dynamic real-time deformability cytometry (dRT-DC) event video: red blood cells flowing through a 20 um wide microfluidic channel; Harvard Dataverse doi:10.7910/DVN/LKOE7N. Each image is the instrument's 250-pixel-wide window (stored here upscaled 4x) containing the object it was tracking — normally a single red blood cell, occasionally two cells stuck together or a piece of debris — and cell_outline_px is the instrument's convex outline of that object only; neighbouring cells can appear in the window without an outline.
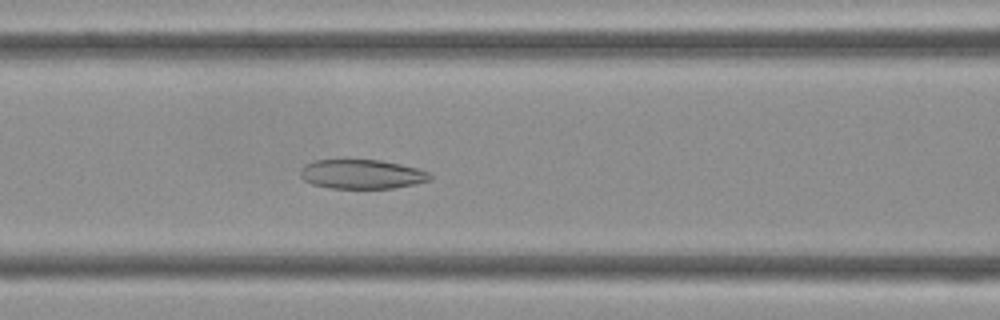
{"species": "Egyptian fruit bat (a non-hibernating species)", "species_latin": "Rousettus aegyptiacus", "temperature_condition": "cold", "stored_images_in_passage": 38, "camera_frame_rate_fps": 3000, "um_per_image_px": 0.085, "frame": {"image": 1, "passage_image": 13, "time_ms": 4.0, "image_size_px": [1000, 320], "cell_outline_px": [[432, 180], [392, 188], [332, 188], [312, 184], [304, 180], [300, 176], [300, 168], [304, 164], [316, 160], [380, 160], [400, 164], [416, 168], [428, 172], [432, 176]], "centroid_in_image_um": [30.73, 14.8], "position_along_channel_um": 135.9, "area_um2": 22.02}}
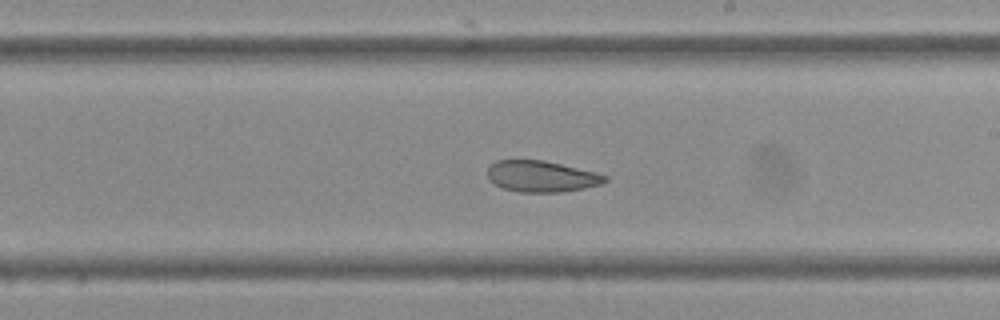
{"frame": {"image": 2, "passage_image": 20, "time_ms": 6.333, "image_size_px": [1000, 320], "cell_outline_px": [[608, 180], [600, 184], [584, 188], [560, 192], [520, 192], [504, 188], [488, 180], [488, 168], [496, 160], [544, 160], [596, 172], [608, 176]], "centroid_in_image_um": [46.03, 14.99], "position_along_channel_um": 243.0, "area_um2": 21.27}}
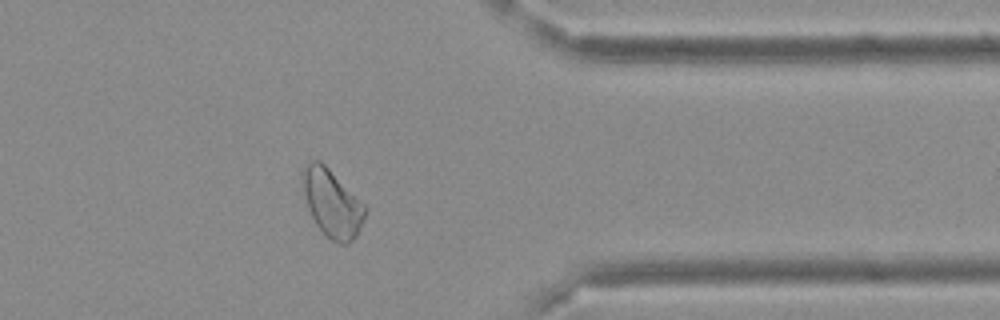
{"frame": {"image": 3, "passage_image": 30, "time_ms": 9.667, "image_size_px": [1000, 320], "cell_outline_px": [[368, 208], [364, 220], [356, 236], [348, 244], [340, 244], [332, 240], [316, 224], [308, 208], [300, 180], [300, 176], [308, 160], [320, 160]], "centroid_in_image_um": [28.21, 17.26], "position_along_channel_um": 383.2, "area_um2": 24.45}}